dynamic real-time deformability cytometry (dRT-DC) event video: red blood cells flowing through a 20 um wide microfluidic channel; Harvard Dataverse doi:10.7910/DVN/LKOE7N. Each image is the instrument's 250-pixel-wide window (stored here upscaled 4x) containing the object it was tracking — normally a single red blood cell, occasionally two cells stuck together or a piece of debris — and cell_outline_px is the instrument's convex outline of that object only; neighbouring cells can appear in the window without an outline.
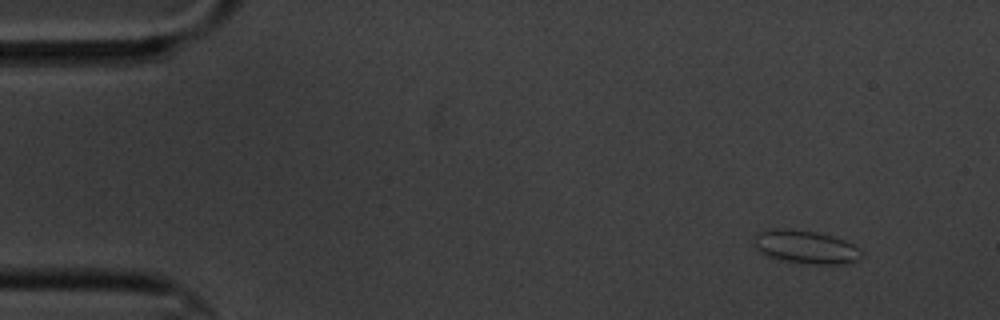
{"species": "common noctule bat (a hibernating species)", "species_latin": "Nyctalus noctula", "temperature_condition": "cold", "stored_images_in_passage": 14, "camera_frame_rate_fps": 3000, "um_per_image_px": 0.085, "animal": {"sex": "male", "body_mass_g": 20.1, "forearm_length_mm": 53.5}, "frame": {"image": 1, "passage_image": 1, "time_ms": 0.0, "image_size_px": [1000, 320], "cell_outline_px": [[864, 256], [860, 260], [844, 264], [816, 264], [784, 260], [768, 256], [760, 252], [756, 248], [756, 232], [768, 228], [784, 228], [816, 232], [832, 236], [844, 240], [860, 248]], "centroid_in_image_um": [68.53, 20.98], "position_along_channel_um": 16.5, "area_um2": 20.81}}
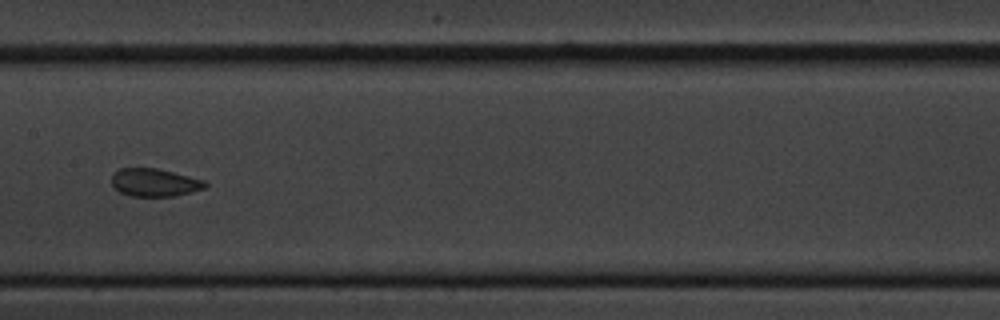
{"frame": {"image": 2, "passage_image": 7, "time_ms": 8.0, "image_size_px": [1000, 320], "cell_outline_px": [[208, 184], [204, 188], [192, 192], [176, 196], [132, 196], [120, 192], [112, 184], [112, 172], [120, 168], [156, 168], [204, 180]], "centroid_in_image_um": [13.13, 15.51], "position_along_channel_um": 194.3, "area_um2": 15.14}}
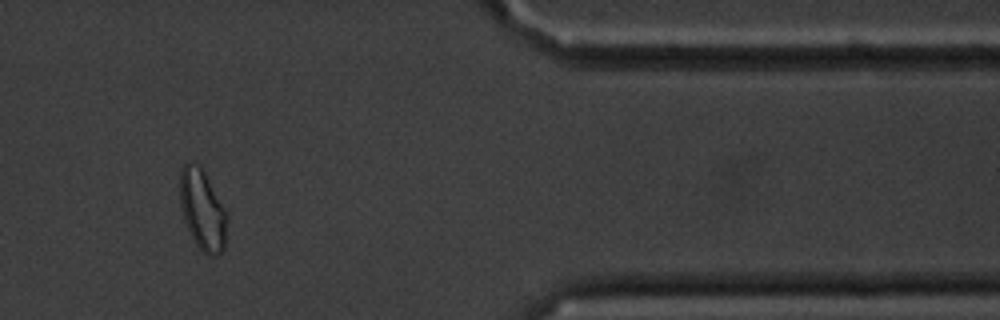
{"frame": {"image": 3, "passage_image": 12, "time_ms": 14.667, "image_size_px": [1000, 320], "cell_outline_px": [[228, 220], [224, 248], [216, 256], [212, 256], [204, 252], [196, 244], [184, 220], [180, 204], [180, 168], [184, 164], [200, 164], [228, 212]], "centroid_in_image_um": [17.24, 17.83], "position_along_channel_um": 394.2, "area_um2": 22.2}}